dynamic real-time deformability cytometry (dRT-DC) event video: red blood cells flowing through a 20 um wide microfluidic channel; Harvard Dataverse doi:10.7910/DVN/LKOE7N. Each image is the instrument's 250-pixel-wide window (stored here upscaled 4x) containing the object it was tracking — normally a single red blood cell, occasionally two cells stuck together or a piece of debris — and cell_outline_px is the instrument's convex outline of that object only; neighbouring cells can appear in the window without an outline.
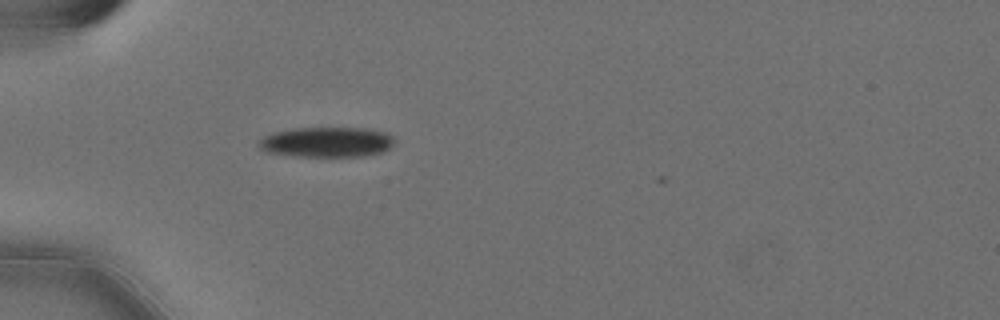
{"species": "Egyptian fruit bat (a non-hibernating species)", "species_latin": "Rousettus aegyptiacus", "temperature_condition": "cold", "stored_images_in_passage": 37, "camera_frame_rate_fps": 3000, "um_per_image_px": 0.085, "animal": {"sex": "female"}, "frame": {"image": 1, "passage_image": 1, "time_ms": 0.0, "image_size_px": [1000, 320], "cell_outline_px": [[396, 140], [384, 152], [364, 156], [296, 156], [268, 152], [260, 148], [256, 140], [264, 136], [276, 132], [296, 128], [364, 128], [388, 132]], "centroid_in_image_um": [27.8, 12.07], "position_along_channel_um": 57.2, "area_um2": 23.87}}
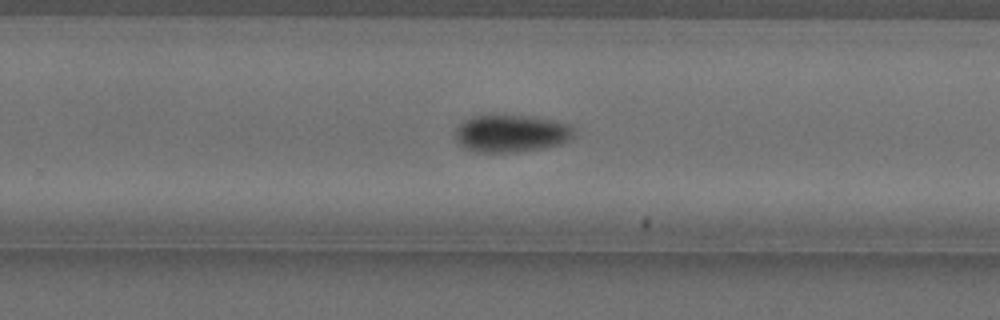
{"frame": {"image": 2, "passage_image": 21, "time_ms": 6.667, "image_size_px": [1000, 320], "cell_outline_px": [[576, 132], [568, 140], [560, 144], [540, 148], [516, 152], [476, 152], [464, 148], [456, 144], [452, 136], [456, 128], [464, 120], [472, 116], [532, 116], [556, 120], [572, 124], [576, 128]], "centroid_in_image_um": [43.43, 11.34], "position_along_channel_um": 286.4, "area_um2": 26.3}}
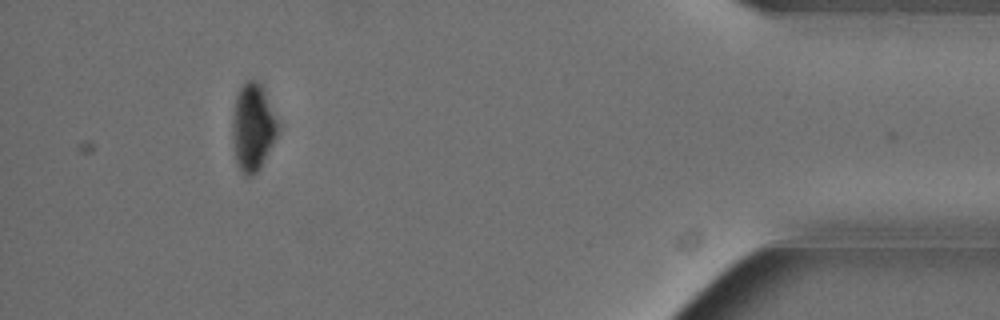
{"frame": {"image": 3, "passage_image": 36, "time_ms": 11.667, "image_size_px": [1000, 320], "cell_outline_px": [[280, 128], [260, 168], [252, 176], [244, 176], [240, 172], [236, 164], [232, 144], [232, 112], [236, 92], [248, 80], [256, 80], [264, 88]], "centroid_in_image_um": [21.46, 10.82], "position_along_channel_um": 413.7, "area_um2": 23.47}}